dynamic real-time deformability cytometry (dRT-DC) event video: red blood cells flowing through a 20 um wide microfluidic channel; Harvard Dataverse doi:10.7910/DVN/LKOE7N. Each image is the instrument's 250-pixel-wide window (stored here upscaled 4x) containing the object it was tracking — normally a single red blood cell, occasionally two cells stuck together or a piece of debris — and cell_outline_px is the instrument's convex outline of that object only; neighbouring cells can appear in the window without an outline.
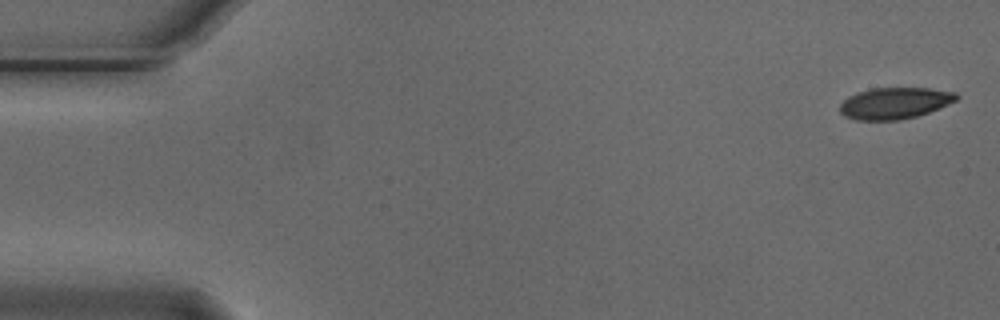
{"species": "Egyptian fruit bat (a non-hibernating species)", "species_latin": "Rousettus aegyptiacus", "temperature_condition": "cold", "stored_images_in_passage": 4, "camera_frame_rate_fps": 3000, "um_per_image_px": 0.085, "animal": {"sex": "male"}, "frame": {"image": 1, "passage_image": 1, "time_ms": 0.0, "image_size_px": [1000, 320], "cell_outline_px": [[960, 96], [956, 100], [948, 104], [928, 112], [916, 116], [900, 120], [856, 120], [844, 116], [840, 112], [840, 104], [848, 96], [856, 92], [872, 88], [928, 88], [956, 92]], "centroid_in_image_um": [76.03, 8.76], "position_along_channel_um": 9.0, "area_um2": 21.39}}
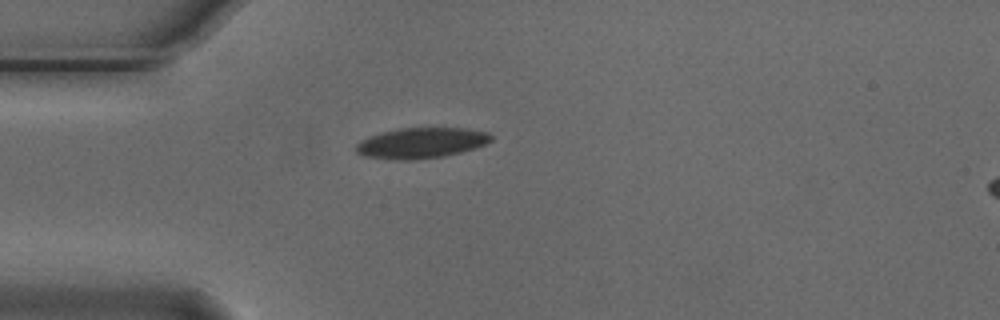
{"frame": {"image": 2, "passage_image": 4, "time_ms": 1.0, "image_size_px": [1000, 320], "cell_outline_px": [[492, 140], [476, 148], [444, 156], [408, 160], [396, 160], [364, 156], [356, 152], [356, 144], [360, 140], [380, 132], [396, 128], [468, 128], [488, 132], [492, 136]], "centroid_in_image_um": [35.79, 12.14], "position_along_channel_um": 49.2, "area_um2": 24.16}}